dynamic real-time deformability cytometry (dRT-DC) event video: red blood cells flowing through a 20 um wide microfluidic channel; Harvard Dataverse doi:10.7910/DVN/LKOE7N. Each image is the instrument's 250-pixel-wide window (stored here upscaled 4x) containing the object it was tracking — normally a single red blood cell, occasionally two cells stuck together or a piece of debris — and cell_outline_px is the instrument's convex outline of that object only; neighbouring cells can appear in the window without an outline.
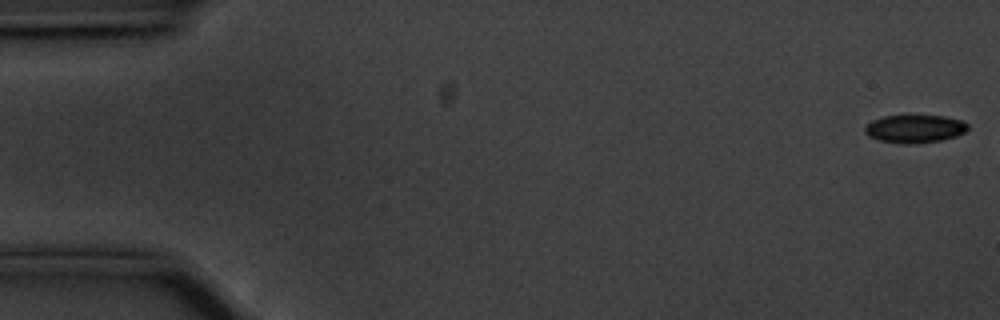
{"species": "common noctule bat (a hibernating species)", "species_latin": "Nyctalus noctula", "temperature_condition": "cold", "stored_images_in_passage": 7, "camera_frame_rate_fps": 3000, "um_per_image_px": 0.085, "animal": {"sex": "male", "body_mass_g": 20.1, "forearm_length_mm": 53.5}, "frame": {"image": 1, "passage_image": 1, "time_ms": 0.0, "image_size_px": [1000, 320], "cell_outline_px": [[968, 128], [964, 132], [956, 136], [940, 140], [916, 144], [904, 144], [880, 140], [868, 136], [864, 132], [864, 128], [872, 120], [884, 116], [944, 116], [960, 120], [968, 124]], "centroid_in_image_um": [77.74, 10.95], "position_along_channel_um": 7.3, "area_um2": 16.65}}